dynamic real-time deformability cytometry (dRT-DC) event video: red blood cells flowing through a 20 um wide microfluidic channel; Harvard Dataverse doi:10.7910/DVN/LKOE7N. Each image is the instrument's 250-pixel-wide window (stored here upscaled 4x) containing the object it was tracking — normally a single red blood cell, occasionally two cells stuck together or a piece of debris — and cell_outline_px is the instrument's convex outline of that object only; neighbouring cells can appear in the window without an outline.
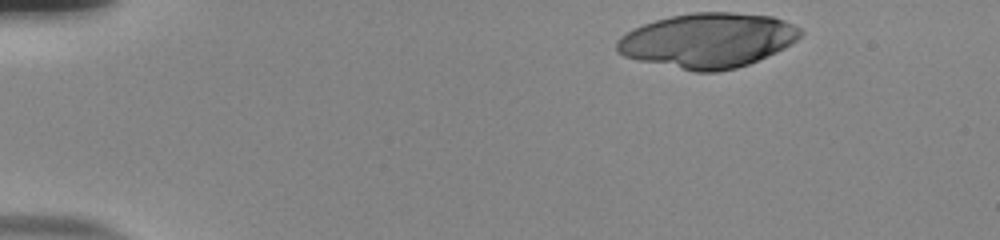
{"species": "human", "species_latin": "Homo sapiens", "temperature_condition": "room temperature", "stored_images_in_passage": 47, "camera_frame_rate_fps": 3000, "um_per_image_px": 0.085, "donor": {"sex": "male"}, "frame": {"image": 1, "passage_image": 1, "time_ms": 0.0, "image_size_px": [1000, 240], "cell_outline_px": [[804, 32], [796, 40], [784, 48], [776, 52], [748, 64], [736, 68], [716, 72], [696, 72], [640, 60], [624, 56], [616, 52], [616, 40], [620, 36], [632, 28], [656, 20], [672, 16], [692, 12], [732, 12], [772, 16], [784, 20], [800, 28]], "centroid_in_image_um": [60.16, 3.43], "position_along_channel_um": 24.8, "area_um2": 58.44}}